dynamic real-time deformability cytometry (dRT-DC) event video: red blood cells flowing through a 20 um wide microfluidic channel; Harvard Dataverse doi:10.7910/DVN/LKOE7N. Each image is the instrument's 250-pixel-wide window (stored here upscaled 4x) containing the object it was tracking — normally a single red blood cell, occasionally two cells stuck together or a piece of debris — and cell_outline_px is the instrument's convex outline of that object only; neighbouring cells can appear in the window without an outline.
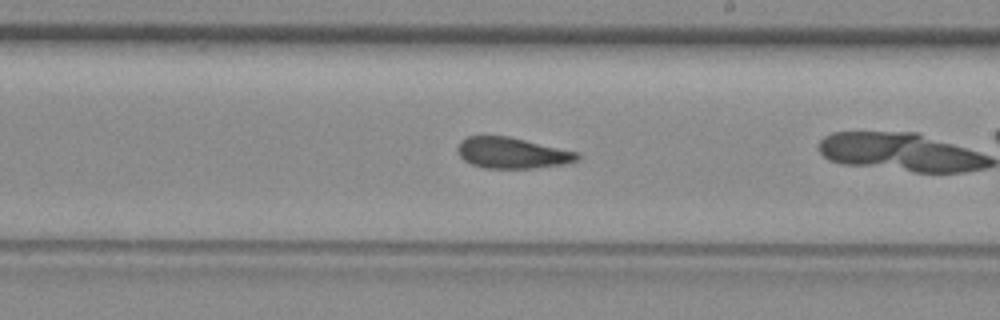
{"species": "common noctule bat (a hibernating species)", "species_latin": "Nyctalus noctula", "temperature_condition": "room temperature", "stored_images_in_passage": 29, "camera_frame_rate_fps": 3000, "um_per_image_px": 0.085, "animal": {"sex": "female", "body_mass_g": 29.2, "forearm_length_mm": 56.3}, "frame": {"image": 1, "passage_image": 16, "time_ms": 5.0, "image_size_px": [1000, 320], "cell_outline_px": [[580, 160], [564, 164], [536, 168], [484, 168], [472, 164], [464, 160], [460, 156], [456, 148], [460, 140], [468, 136], [508, 136], [580, 152]], "centroid_in_image_um": [43.55, 13.0], "position_along_channel_um": 245.4, "area_um2": 21.79}}